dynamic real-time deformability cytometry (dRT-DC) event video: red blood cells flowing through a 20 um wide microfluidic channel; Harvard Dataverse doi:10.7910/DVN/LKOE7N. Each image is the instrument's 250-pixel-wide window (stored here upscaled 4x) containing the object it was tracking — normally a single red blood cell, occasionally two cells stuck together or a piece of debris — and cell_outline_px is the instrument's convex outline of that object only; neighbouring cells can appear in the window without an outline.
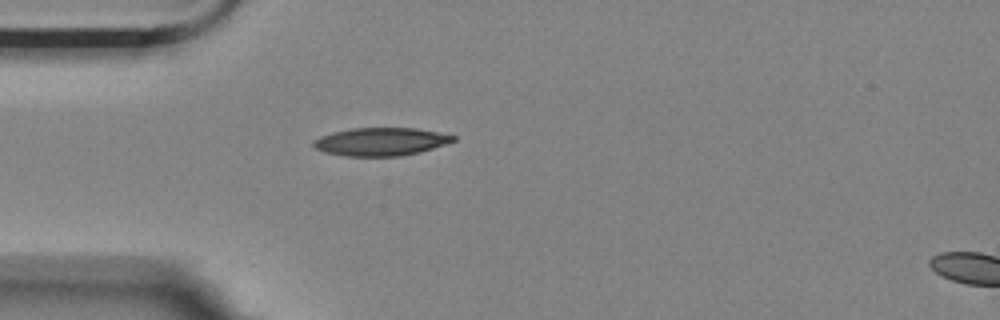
{"species": "Egyptian fruit bat (a non-hibernating species)", "species_latin": "Rousettus aegyptiacus", "temperature_condition": "room temperature", "stored_images_in_passage": 42, "camera_frame_rate_fps": 3000, "um_per_image_px": 0.085, "animal": {"sex": "female"}, "frame": {"image": 1, "passage_image": 1, "time_ms": 0.0, "image_size_px": [1000, 320], "cell_outline_px": [[456, 140], [448, 144], [420, 152], [400, 156], [344, 156], [324, 152], [316, 148], [312, 144], [312, 140], [320, 136], [332, 132], [352, 128], [416, 128], [440, 132], [456, 136]], "centroid_in_image_um": [32.39, 12.04], "position_along_channel_um": 52.6, "area_um2": 23.06}}
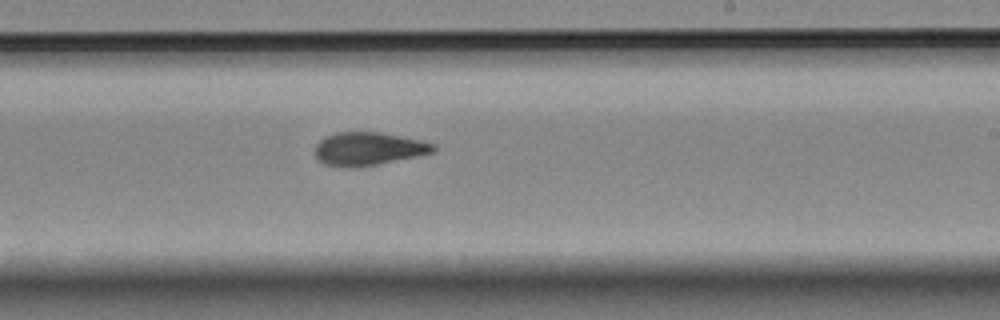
{"frame": {"image": 2, "passage_image": 19, "time_ms": 6.0, "image_size_px": [1000, 320], "cell_outline_px": [[436, 152], [376, 164], [352, 168], [348, 168], [324, 164], [316, 156], [316, 144], [324, 136], [336, 132], [380, 132], [420, 140], [436, 144]], "centroid_in_image_um": [31.31, 12.64], "position_along_channel_um": 257.7, "area_um2": 22.77}}
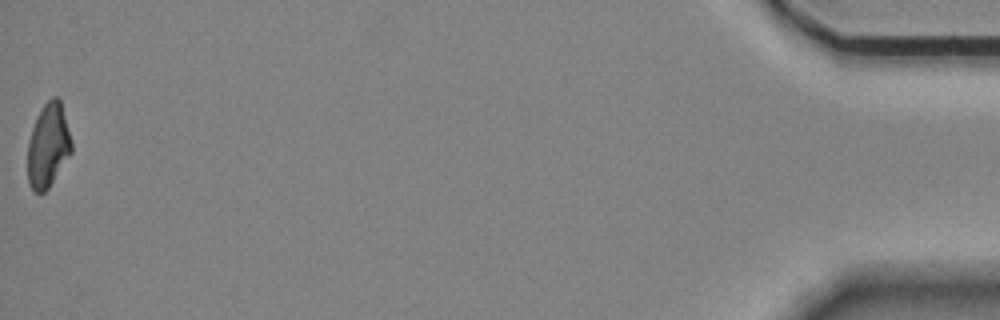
{"frame": {"image": 3, "passage_image": 42, "time_ms": 13.667, "image_size_px": [1000, 320], "cell_outline_px": [[72, 152], [48, 188], [44, 192], [36, 192], [28, 184], [28, 140], [36, 116], [40, 108], [52, 96], [60, 96], [72, 140]], "centroid_in_image_um": [4.1, 12.31], "position_along_channel_um": 431.1, "area_um2": 21.68}, "authors_computed_cell_mechanics": {"area_um2": 22.5131, "velocity_mm_per_s": 3.5244, "shape_relaxation_time_tau1_ms": 7.5803, "shape_relaxation_time_tau2_ms": 3.4236, "deformation_change_tau1": 0.1916, "deformation_change_tau2": 0.1015}}